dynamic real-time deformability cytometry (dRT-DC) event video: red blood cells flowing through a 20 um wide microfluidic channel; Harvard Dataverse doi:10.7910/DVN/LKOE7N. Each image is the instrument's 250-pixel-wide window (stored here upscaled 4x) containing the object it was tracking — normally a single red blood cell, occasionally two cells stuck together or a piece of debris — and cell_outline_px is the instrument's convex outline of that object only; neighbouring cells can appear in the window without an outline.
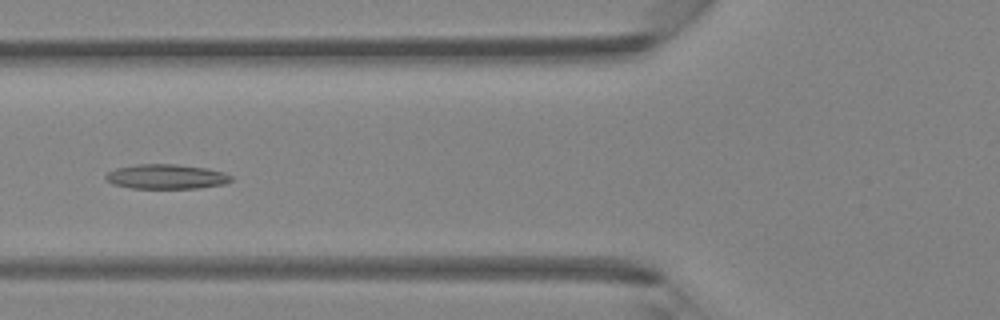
{"species": "Egyptian fruit bat (a non-hibernating species)", "species_latin": "Rousettus aegyptiacus", "temperature_condition": "room temperature", "stored_images_in_passage": 5, "camera_frame_rate_fps": 3000, "um_per_image_px": 0.085, "animal": {"sex": "female"}, "frame": {"image": 1, "passage_image": 5, "time_ms": 1.333, "image_size_px": [1000, 320], "cell_outline_px": [[232, 180], [224, 184], [200, 188], [132, 188], [112, 184], [104, 176], [108, 172], [116, 168], [136, 164], [176, 164], [208, 168], [224, 172], [232, 176]], "centroid_in_image_um": [14.15, 15.01], "position_along_channel_um": 111.6, "area_um2": 18.09}}